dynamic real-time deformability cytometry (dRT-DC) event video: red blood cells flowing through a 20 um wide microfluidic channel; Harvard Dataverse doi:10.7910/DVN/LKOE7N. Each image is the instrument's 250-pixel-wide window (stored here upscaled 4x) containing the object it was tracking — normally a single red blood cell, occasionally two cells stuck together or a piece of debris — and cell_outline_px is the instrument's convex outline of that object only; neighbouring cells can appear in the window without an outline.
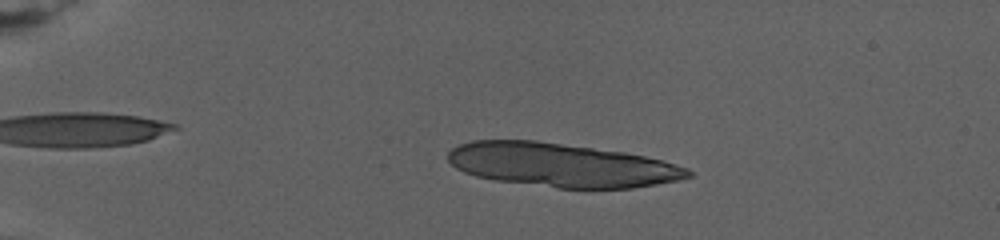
{"species": "human", "species_latin": "Homo sapiens", "temperature_condition": "warm", "stored_images_in_passage": 22, "camera_frame_rate_fps": 3000, "um_per_image_px": 0.085, "donor": {"sex": "female"}, "frame": {"image": 1, "passage_image": 14, "time_ms": 5.0, "image_size_px": [1000, 240], "cell_outline_px": [[692, 176], [676, 180], [656, 184], [632, 188], [556, 188], [496, 180], [476, 176], [464, 172], [456, 168], [448, 160], [448, 152], [452, 148], [460, 144], [472, 140], [536, 140], [624, 152], [644, 156], [676, 164], [688, 168], [692, 172]], "centroid_in_image_um": [47.7, 14.02], "position_along_channel_um": 37.3, "area_um2": 61.04}}